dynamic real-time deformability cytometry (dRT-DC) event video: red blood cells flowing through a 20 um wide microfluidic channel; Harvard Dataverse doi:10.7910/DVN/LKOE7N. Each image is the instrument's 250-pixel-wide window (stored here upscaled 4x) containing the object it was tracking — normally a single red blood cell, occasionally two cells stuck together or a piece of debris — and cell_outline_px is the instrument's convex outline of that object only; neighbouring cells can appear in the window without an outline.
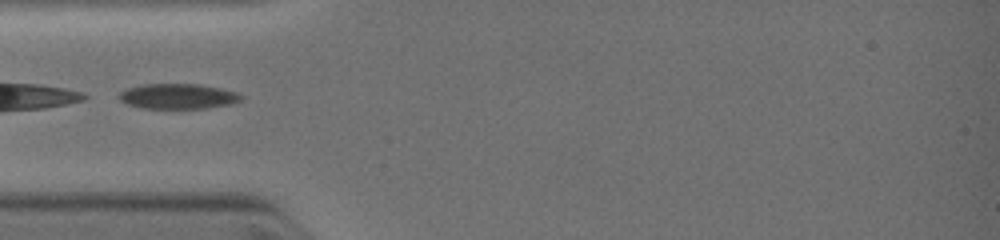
{"species": "common noctule bat (a hibernating species)", "species_latin": "Nyctalus noctula", "temperature_condition": "warm", "stored_images_in_passage": 27, "camera_frame_rate_fps": 3000, "um_per_image_px": 0.085, "animal": {"sex": "female", "body_mass_g": 19.0, "forearm_length_mm": 51.5}, "frame": {"image": 1, "passage_image": 1, "time_ms": 0.0, "image_size_px": [1000, 240], "cell_outline_px": [[244, 96], [240, 100], [232, 104], [204, 108], [144, 108], [128, 104], [120, 100], [120, 92], [128, 88], [140, 84], [200, 84], [220, 88], [236, 92]], "centroid_in_image_um": [15.15, 8.18], "position_along_channel_um": 69.9, "area_um2": 17.8}}
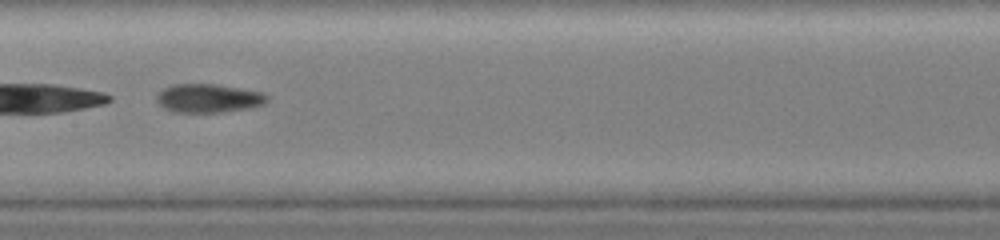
{"frame": {"image": 2, "passage_image": 11, "time_ms": 2.333, "image_size_px": [1000, 240], "cell_outline_px": [[268, 100], [264, 104], [252, 108], [220, 112], [172, 112], [164, 108], [156, 100], [156, 96], [164, 88], [172, 84], [216, 84], [264, 92], [268, 96]], "centroid_in_image_um": [17.75, 8.35], "position_along_channel_um": 189.7, "area_um2": 18.55}}